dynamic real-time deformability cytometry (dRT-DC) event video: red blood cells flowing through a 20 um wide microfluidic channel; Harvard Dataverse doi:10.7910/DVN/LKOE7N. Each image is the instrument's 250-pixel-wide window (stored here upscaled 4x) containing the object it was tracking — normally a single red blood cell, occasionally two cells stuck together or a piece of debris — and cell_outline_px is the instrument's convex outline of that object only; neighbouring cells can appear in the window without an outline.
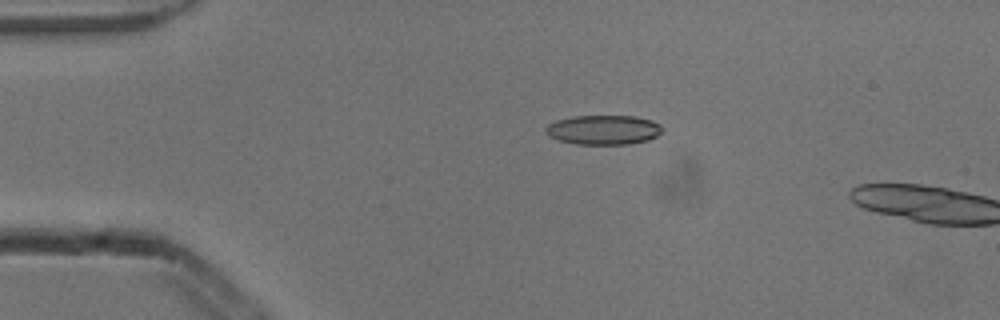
{"species": "common noctule bat (a hibernating species)", "species_latin": "Nyctalus noctula", "temperature_condition": "cold", "stored_images_in_passage": 2, "camera_frame_rate_fps": 3000, "um_per_image_px": 0.085, "animal": {"sex": "male", "body_mass_g": 13.3}, "frame": {"image": 1, "passage_image": 1, "time_ms": 0.0, "image_size_px": [1000, 320], "cell_outline_px": [[664, 128], [656, 136], [648, 140], [628, 144], [576, 144], [560, 140], [548, 136], [544, 132], [544, 128], [548, 124], [556, 120], [572, 116], [636, 116], [652, 120], [660, 124]], "centroid_in_image_um": [51.28, 11.03], "position_along_channel_um": 33.7, "area_um2": 20.17}}